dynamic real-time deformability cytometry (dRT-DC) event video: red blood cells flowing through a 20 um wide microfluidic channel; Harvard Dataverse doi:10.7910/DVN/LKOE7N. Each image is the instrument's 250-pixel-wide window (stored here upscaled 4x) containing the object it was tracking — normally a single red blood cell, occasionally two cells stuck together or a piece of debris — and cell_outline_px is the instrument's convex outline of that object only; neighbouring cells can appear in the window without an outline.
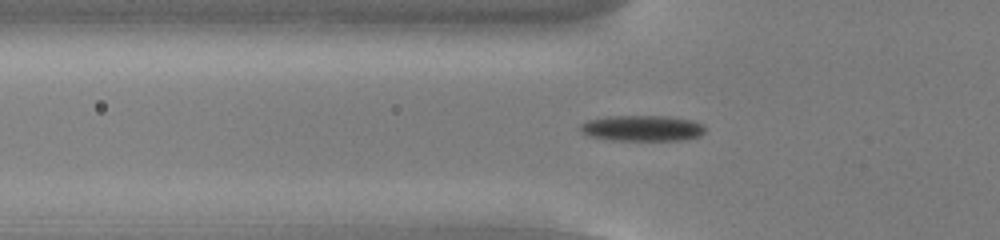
{"species": "common noctule bat (a hibernating species)", "species_latin": "Nyctalus noctula", "temperature_condition": "cold", "stored_images_in_passage": 50, "camera_frame_rate_fps": 3000, "um_per_image_px": 0.085, "animal": {"sex": "male", "body_mass_g": 13.0, "forearm_length_mm": 53.1}, "frame": {"image": 1, "passage_image": 15, "time_ms": 4.667, "image_size_px": [1000, 240], "cell_outline_px": [[704, 132], [700, 136], [680, 140], [612, 140], [592, 136], [584, 132], [580, 128], [580, 124], [588, 120], [608, 116], [668, 116], [692, 120], [704, 124]], "centroid_in_image_um": [54.63, 10.89], "position_along_channel_um": 71.2, "area_um2": 18.61}}
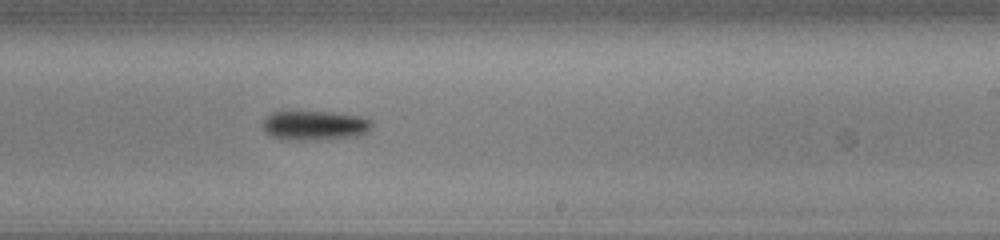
{"frame": {"image": 2, "passage_image": 30, "time_ms": 9.667, "image_size_px": [1000, 240], "cell_outline_px": [[372, 128], [368, 132], [356, 136], [316, 140], [288, 140], [272, 136], [264, 128], [264, 120], [272, 112], [332, 112], [360, 116], [372, 120]], "centroid_in_image_um": [26.82, 10.67], "position_along_channel_um": 262.2, "area_um2": 18.61}}
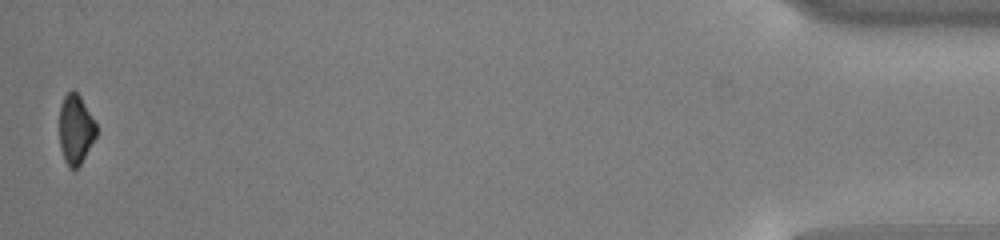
{"frame": {"image": 3, "passage_image": 50, "time_ms": 16.333, "image_size_px": [1000, 240], "cell_outline_px": [[96, 136], [80, 164], [76, 168], [68, 168], [64, 160], [60, 144], [60, 104], [64, 96], [72, 88], [80, 96], [96, 124]], "centroid_in_image_um": [6.41, 10.98], "position_along_channel_um": 428.8, "area_um2": 14.74}, "authors_computed_cell_mechanics": {"area_um2": 17.4267, "velocity_mm_per_s": 3.8414, "shape_relaxation_time_tau1_ms": 5.7567, "shape_relaxation_time_tau2_ms": null, "deformation_change_tau1": 0.1943, "deformation_change_tau2": null}}